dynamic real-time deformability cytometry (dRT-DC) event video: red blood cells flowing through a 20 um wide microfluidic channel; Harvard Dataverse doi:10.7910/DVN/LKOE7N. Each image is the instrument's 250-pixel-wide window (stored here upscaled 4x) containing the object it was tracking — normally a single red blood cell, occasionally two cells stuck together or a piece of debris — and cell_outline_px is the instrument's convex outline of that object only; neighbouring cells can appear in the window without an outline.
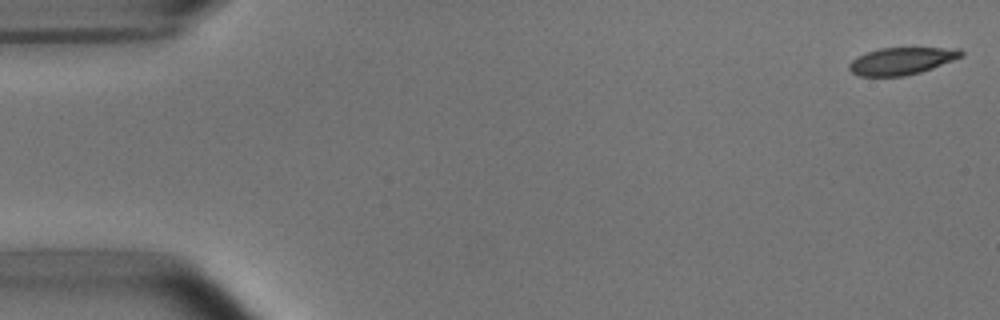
{"species": "common noctule bat (a hibernating species)", "species_latin": "Nyctalus noctula", "temperature_condition": "room temperature", "stored_images_in_passage": 52, "camera_frame_rate_fps": 3000, "um_per_image_px": 0.085, "animal": {"sex": "male", "body_mass_g": 15.6}, "frame": {"image": 1, "passage_image": 1, "time_ms": 0.0, "image_size_px": [1000, 320], "cell_outline_px": [[964, 56], [932, 68], [920, 72], [904, 76], [860, 76], [852, 72], [848, 68], [848, 64], [852, 60], [868, 52], [880, 48], [960, 48], [964, 52]], "centroid_in_image_um": [76.67, 5.18], "position_along_channel_um": 8.3, "area_um2": 17.63}}
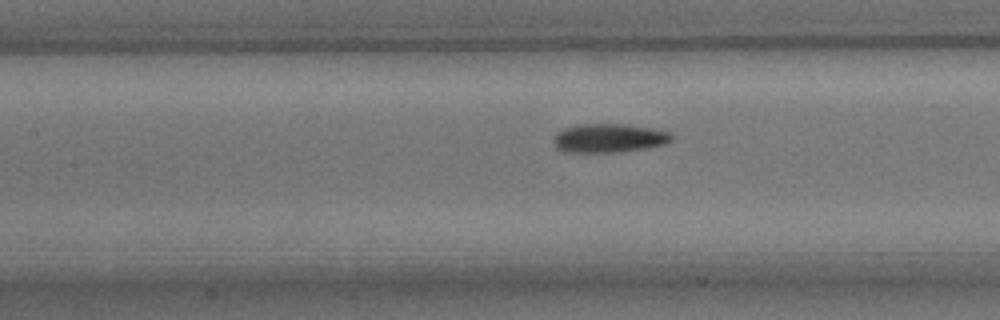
{"frame": {"image": 2, "passage_image": 23, "time_ms": 7.333, "image_size_px": [1000, 320], "cell_outline_px": [[676, 136], [672, 140], [664, 144], [648, 148], [620, 152], [560, 152], [556, 148], [552, 140], [556, 132], [564, 128], [580, 124], [628, 124], [652, 128], [672, 132]], "centroid_in_image_um": [51.78, 11.74], "position_along_channel_um": 155.6, "area_um2": 20.29}}
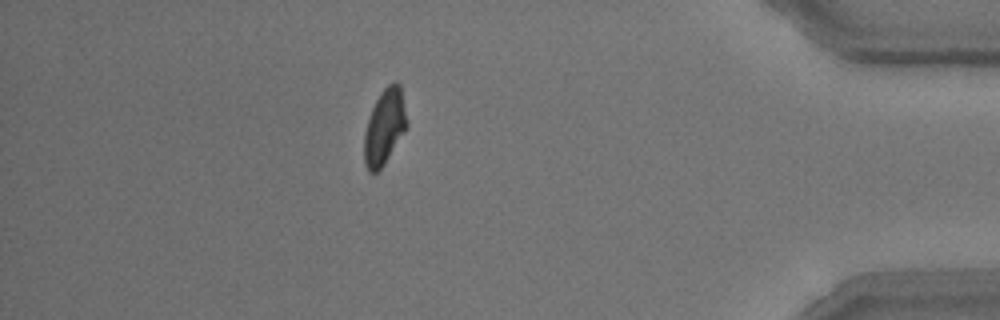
{"frame": {"image": 3, "passage_image": 46, "time_ms": 15.0, "image_size_px": [1000, 320], "cell_outline_px": [[408, 124], [404, 132], [384, 164], [376, 172], [368, 172], [364, 164], [364, 132], [368, 116], [380, 92], [388, 84], [396, 80], [400, 84]], "centroid_in_image_um": [32.67, 10.76], "position_along_channel_um": 402.5, "area_um2": 18.79}, "authors_computed_cell_mechanics": {"area_um2": 19.2474, "velocity_mm_per_s": 3.7944, "shape_relaxation_time_tau1_ms": 3.6763, "shape_relaxation_time_tau2_ms": 3.2537, "deformation_change_tau1": 0.149, "deformation_change_tau2": 0.0936}}